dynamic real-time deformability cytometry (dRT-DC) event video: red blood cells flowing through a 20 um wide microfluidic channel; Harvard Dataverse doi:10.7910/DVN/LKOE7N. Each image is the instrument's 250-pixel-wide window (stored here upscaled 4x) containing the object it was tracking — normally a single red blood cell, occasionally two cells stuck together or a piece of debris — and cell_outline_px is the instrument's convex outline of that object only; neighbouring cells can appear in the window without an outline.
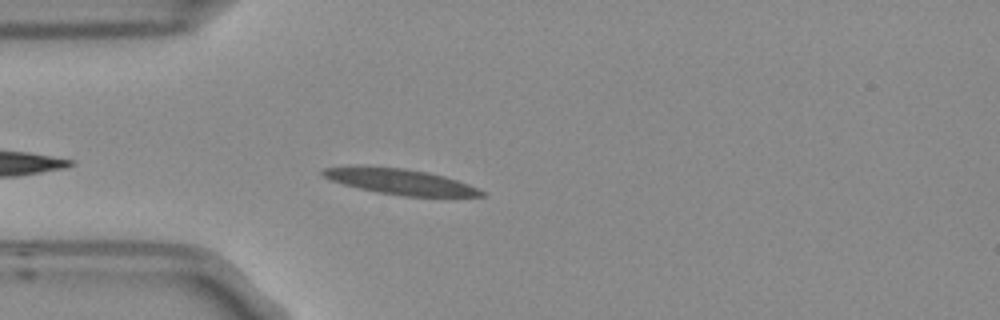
{"species": "Egyptian fruit bat (a non-hibernating species)", "species_latin": "Rousettus aegyptiacus", "temperature_condition": "room temperature", "stored_images_in_passage": 4, "camera_frame_rate_fps": 3000, "um_per_image_px": 0.085, "frame": {"image": 1, "passage_image": 4, "time_ms": 1.0, "image_size_px": [1000, 320], "cell_outline_px": [[484, 196], [404, 196], [376, 192], [328, 180], [320, 172], [324, 168], [360, 164], [404, 168], [428, 172], [444, 176], [468, 184], [484, 192]], "centroid_in_image_um": [33.92, 15.4], "position_along_channel_um": 51.1, "area_um2": 23.81}}